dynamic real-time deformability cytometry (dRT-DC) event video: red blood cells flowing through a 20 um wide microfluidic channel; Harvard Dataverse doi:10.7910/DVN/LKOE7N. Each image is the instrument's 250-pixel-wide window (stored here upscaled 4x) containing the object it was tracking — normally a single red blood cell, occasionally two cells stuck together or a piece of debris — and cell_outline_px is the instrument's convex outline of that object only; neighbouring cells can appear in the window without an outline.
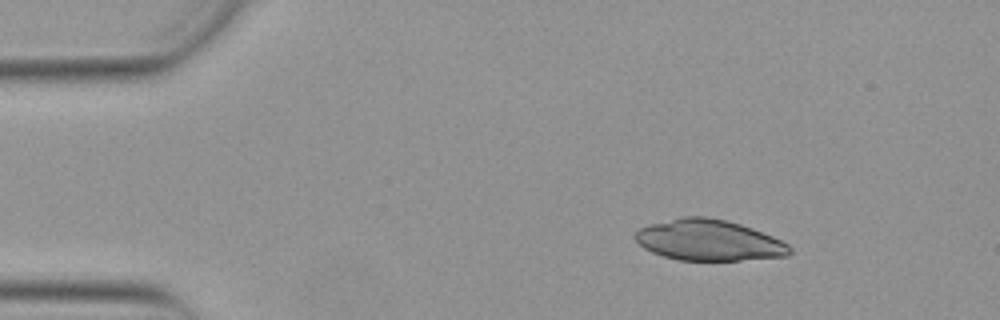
{"species": "Egyptian fruit bat (a non-hibernating species)", "species_latin": "Rousettus aegyptiacus", "temperature_condition": "warm", "stored_images_in_passage": 45, "camera_frame_rate_fps": 3000, "um_per_image_px": 0.085, "animal": {"sex": "female"}, "frame": {"image": 1, "passage_image": 1, "time_ms": 0.0, "image_size_px": [1000, 320], "cell_outline_px": [[792, 252], [788, 256], [740, 260], [680, 260], [664, 256], [652, 252], [644, 248], [632, 236], [640, 228], [652, 224], [680, 216], [704, 216], [728, 220], [752, 228], [772, 236], [788, 244], [792, 248]], "centroid_in_image_um": [60.26, 20.41], "position_along_channel_um": 24.7, "area_um2": 36.82}}